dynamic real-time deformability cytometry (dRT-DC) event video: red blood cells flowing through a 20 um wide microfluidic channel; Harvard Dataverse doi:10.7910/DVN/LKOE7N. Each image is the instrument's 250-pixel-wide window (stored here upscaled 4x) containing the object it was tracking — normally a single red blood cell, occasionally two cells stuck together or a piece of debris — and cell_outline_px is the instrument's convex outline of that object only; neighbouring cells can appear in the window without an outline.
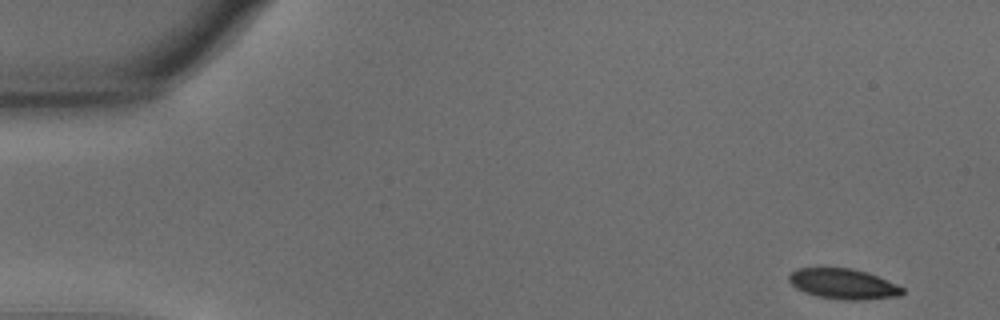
{"species": "common noctule bat (a hibernating species)", "species_latin": "Nyctalus noctula", "temperature_condition": "warm", "stored_images_in_passage": 44, "camera_frame_rate_fps": 3000, "um_per_image_px": 0.085, "animal": {"sex": "male", "body_mass_g": 15.6}, "frame": {"image": 1, "passage_image": 1, "time_ms": 0.0, "image_size_px": [1000, 320], "cell_outline_px": [[904, 292], [900, 296], [856, 300], [844, 300], [816, 296], [804, 292], [796, 288], [788, 280], [788, 276], [796, 268], [852, 268], [876, 276], [896, 284], [904, 288]], "centroid_in_image_um": [71.65, 24.13], "position_along_channel_um": 13.3, "area_um2": 19.88}}
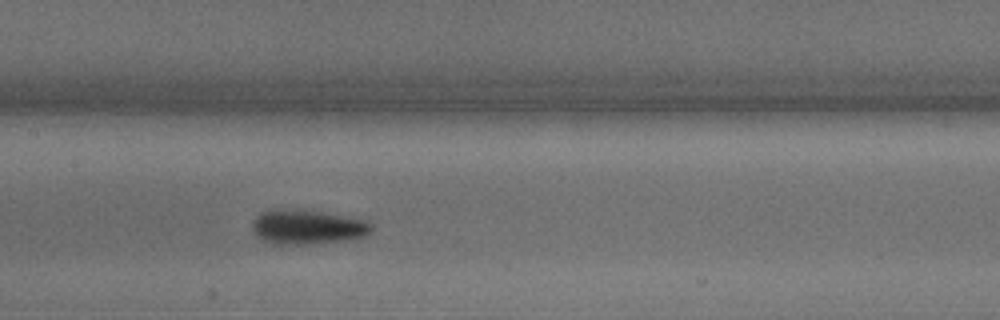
{"frame": {"image": 2, "passage_image": 25, "time_ms": 8.0, "image_size_px": [1000, 320], "cell_outline_px": [[372, 228], [364, 236], [348, 240], [308, 244], [276, 244], [260, 240], [252, 232], [252, 220], [260, 212], [272, 208], [276, 208], [320, 212], [364, 220], [372, 224]], "centroid_in_image_um": [26.03, 19.3], "position_along_channel_um": 181.4, "area_um2": 23.93}}
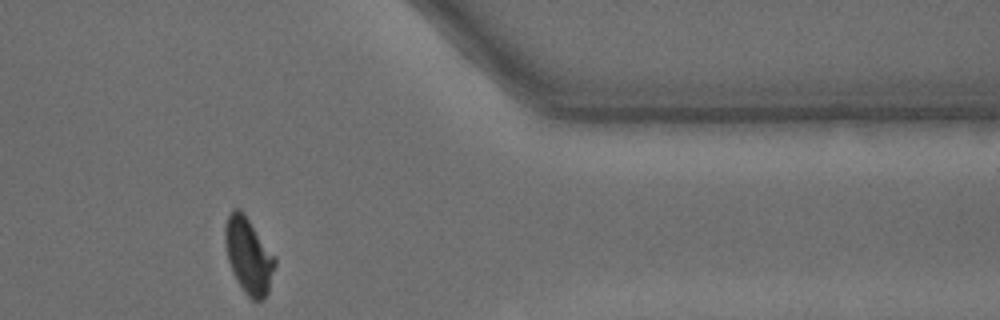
{"frame": {"image": 3, "passage_image": 44, "time_ms": 14.333, "image_size_px": [1000, 320], "cell_outline_px": [[276, 264], [268, 292], [264, 300], [252, 300], [244, 292], [236, 280], [232, 272], [228, 260], [224, 240], [224, 228], [228, 216], [232, 208], [240, 208], [244, 212], [276, 256]], "centroid_in_image_um": [21.13, 21.71], "position_along_channel_um": 390.3, "area_um2": 22.43}, "authors_computed_cell_mechanics": {"area_um2": 22.5131, "velocity_mm_per_s": 3.6138, "shape_relaxation_time_tau1_ms": 2.8875, "shape_relaxation_time_tau2_ms": 2.1226, "deformation_change_tau1": 0.1688, "deformation_change_tau2": 0.0561}}